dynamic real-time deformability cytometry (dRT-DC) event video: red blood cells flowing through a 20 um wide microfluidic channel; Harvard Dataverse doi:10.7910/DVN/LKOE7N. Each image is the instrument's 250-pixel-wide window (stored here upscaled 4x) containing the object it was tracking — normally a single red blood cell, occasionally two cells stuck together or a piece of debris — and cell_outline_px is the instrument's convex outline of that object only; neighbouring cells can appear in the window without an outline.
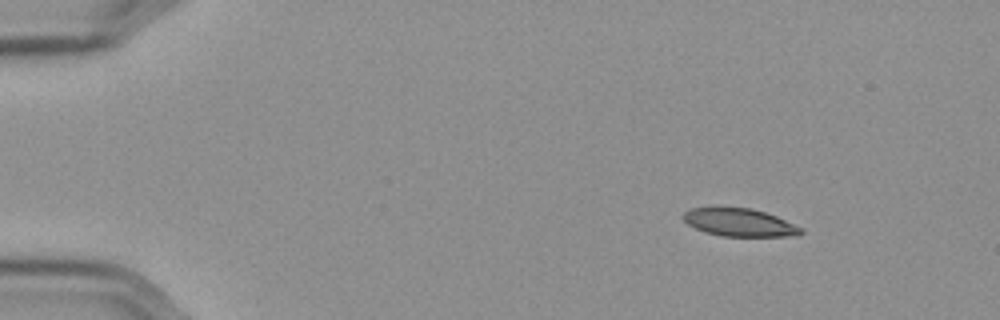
{"species": "Egyptian fruit bat (a non-hibernating species)", "species_latin": "Rousettus aegyptiacus", "temperature_condition": "cold", "stored_images_in_passage": 50, "camera_frame_rate_fps": 3000, "um_per_image_px": 0.085, "frame": {"image": 1, "passage_image": 1, "time_ms": 0.0, "image_size_px": [1000, 320], "cell_outline_px": [[804, 232], [796, 236], [720, 236], [704, 232], [688, 224], [680, 216], [684, 212], [692, 208], [712, 204], [752, 208], [776, 216], [804, 228]], "centroid_in_image_um": [62.79, 18.86], "position_along_channel_um": 22.2, "area_um2": 19.94}}
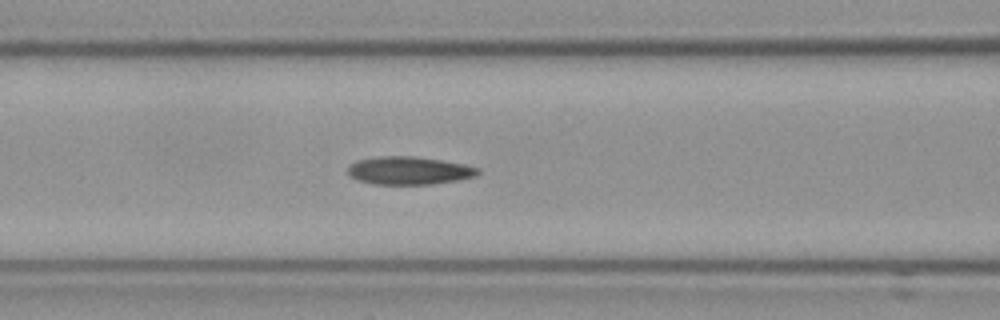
{"frame": {"image": 2, "passage_image": 18, "time_ms": 5.667, "image_size_px": [1000, 320], "cell_outline_px": [[480, 172], [476, 176], [460, 180], [432, 184], [372, 184], [348, 176], [348, 164], [356, 160], [380, 156], [412, 156], [440, 160], [464, 164], [480, 168]], "centroid_in_image_um": [34.76, 14.5], "position_along_channel_um": 131.8, "area_um2": 21.33}}
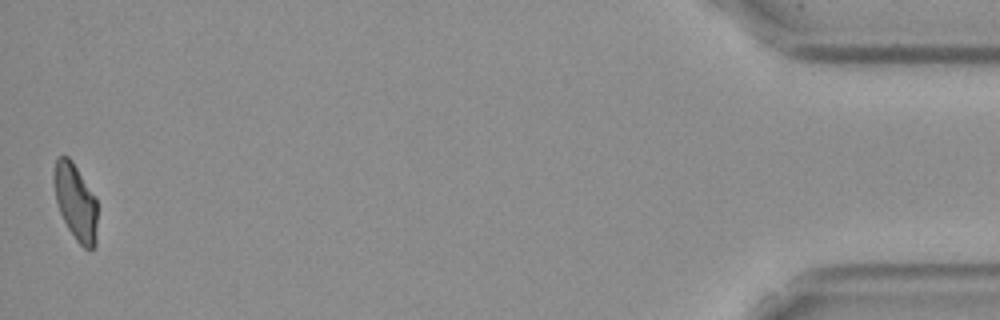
{"frame": {"image": 3, "passage_image": 50, "time_ms": 16.333, "image_size_px": [1000, 320], "cell_outline_px": [[96, 244], [92, 248], [84, 248], [76, 240], [68, 228], [60, 212], [56, 200], [56, 156], [68, 156], [72, 160], [96, 196]], "centroid_in_image_um": [6.47, 17.18], "position_along_channel_um": 428.7, "area_um2": 18.79}, "authors_computed_cell_mechanics": {"area_um2": 21.097, "velocity_mm_per_s": 3.5878, "shape_relaxation_time_tau1_ms": null, "shape_relaxation_time_tau2_ms": 2.4687, "deformation_change_tau1": null, "deformation_change_tau2": 0.0787}}